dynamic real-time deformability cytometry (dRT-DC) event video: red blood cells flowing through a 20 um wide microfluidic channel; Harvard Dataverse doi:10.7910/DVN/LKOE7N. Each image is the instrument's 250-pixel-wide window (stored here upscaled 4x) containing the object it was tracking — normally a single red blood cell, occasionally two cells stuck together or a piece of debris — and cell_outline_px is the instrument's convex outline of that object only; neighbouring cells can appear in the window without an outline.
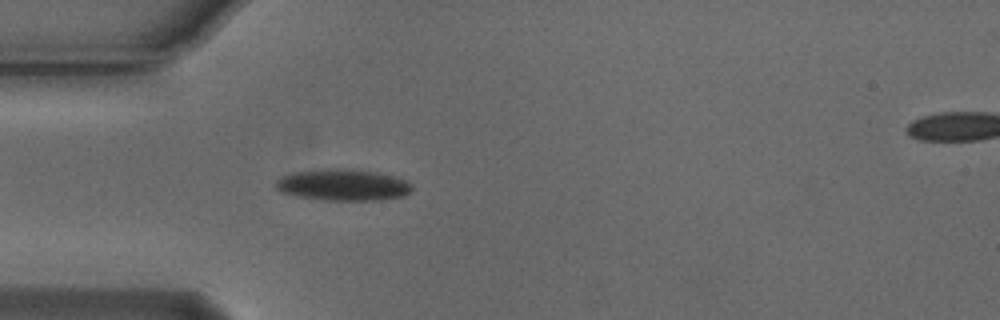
{"species": "Egyptian fruit bat (a non-hibernating species)", "species_latin": "Rousettus aegyptiacus", "temperature_condition": "cold", "stored_images_in_passage": 44, "camera_frame_rate_fps": 3000, "um_per_image_px": 0.085, "animal": {"sex": "male"}, "frame": {"image": 1, "passage_image": 5, "time_ms": 1.333, "image_size_px": [1000, 320], "cell_outline_px": [[412, 188], [404, 196], [380, 200], [320, 200], [296, 196], [280, 192], [276, 188], [276, 180], [280, 176], [296, 172], [328, 168], [344, 168], [372, 172], [392, 176], [408, 180], [412, 184]], "centroid_in_image_um": [29.13, 15.72], "position_along_channel_um": 55.9, "area_um2": 25.03}}
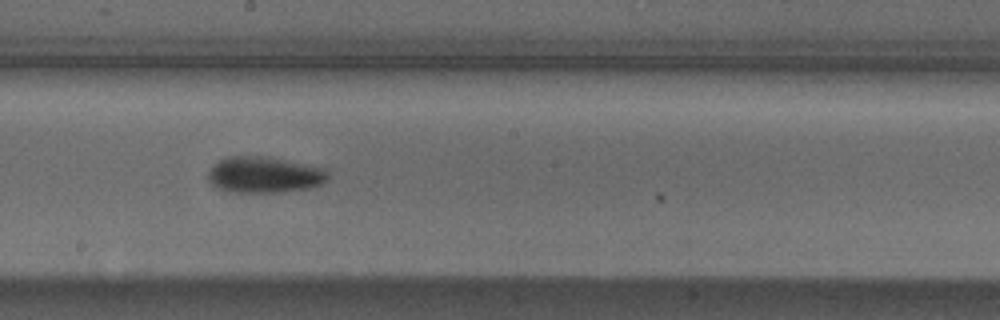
{"frame": {"image": 2, "passage_image": 19, "time_ms": 6.0, "image_size_px": [1000, 320], "cell_outline_px": [[328, 180], [320, 184], [308, 188], [280, 192], [228, 192], [216, 188], [208, 180], [208, 172], [220, 160], [228, 156], [264, 156], [324, 168], [328, 172]], "centroid_in_image_um": [22.45, 14.87], "position_along_channel_um": 225.8, "area_um2": 25.09}}
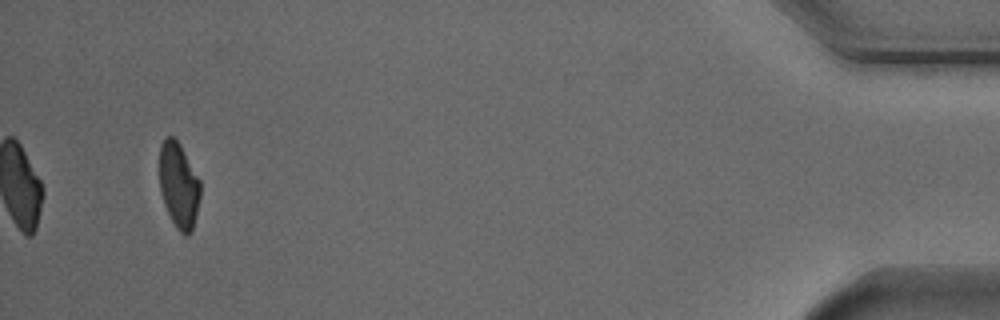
{"frame": {"image": 3, "passage_image": 41, "time_ms": 13.333, "image_size_px": [1000, 320], "cell_outline_px": [[200, 196], [192, 232], [188, 236], [184, 236], [176, 228], [164, 204], [160, 192], [160, 144], [164, 136], [172, 136], [180, 144], [200, 180]], "centroid_in_image_um": [15.19, 15.75], "position_along_channel_um": 420.0, "area_um2": 20.4}, "authors_computed_cell_mechanics": {"area_um2": 23.1489, "velocity_mm_per_s": 3.7547, "shape_relaxation_time_tau1_ms": 3.7266, "shape_relaxation_time_tau2_ms": 6.0954, "deformation_change_tau1": 0.1295, "deformation_change_tau2": 0.1263}}